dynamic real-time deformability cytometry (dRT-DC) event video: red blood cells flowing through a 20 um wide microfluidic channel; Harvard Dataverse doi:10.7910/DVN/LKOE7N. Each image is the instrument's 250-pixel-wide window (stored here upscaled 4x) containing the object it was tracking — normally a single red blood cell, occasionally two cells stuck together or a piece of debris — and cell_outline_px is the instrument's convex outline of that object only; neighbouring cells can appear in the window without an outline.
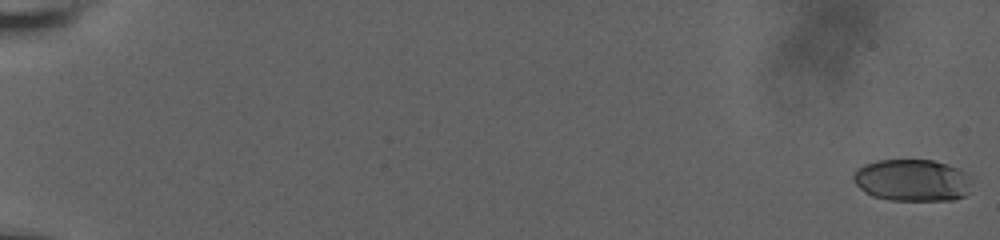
{"species": "human", "species_latin": "Homo sapiens", "temperature_condition": "room temperature", "stored_images_in_passage": 61, "camera_frame_rate_fps": 3000, "um_per_image_px": 0.085, "donor": {"sex": "male"}, "frame": {"image": 1, "passage_image": 1, "time_ms": 0.0, "image_size_px": [1000, 240], "cell_outline_px": [[972, 180], [968, 192], [964, 196], [956, 200], [888, 200], [872, 196], [864, 192], [852, 180], [852, 176], [856, 168], [864, 164], [876, 160], [932, 160], [948, 164], [960, 168], [972, 176]], "centroid_in_image_um": [77.55, 15.32], "position_along_channel_um": 7.4, "area_um2": 29.54}}
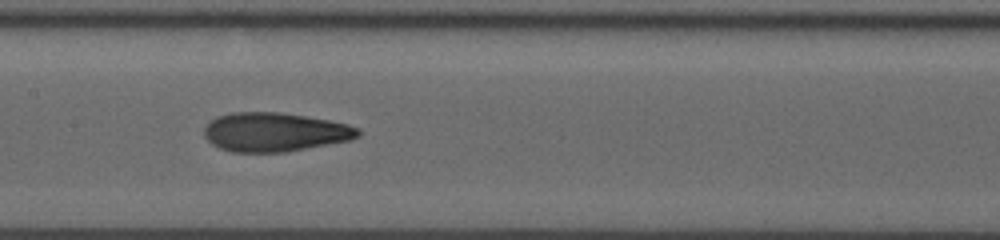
{"frame": {"image": 2, "passage_image": 34, "time_ms": 11.0, "image_size_px": [1000, 240], "cell_outline_px": [[360, 136], [348, 140], [284, 152], [232, 152], [220, 148], [212, 144], [204, 136], [204, 128], [216, 116], [232, 112], [280, 112], [328, 120], [348, 124], [360, 128]], "centroid_in_image_um": [23.33, 11.22], "position_along_channel_um": 184.1, "area_um2": 34.74}}
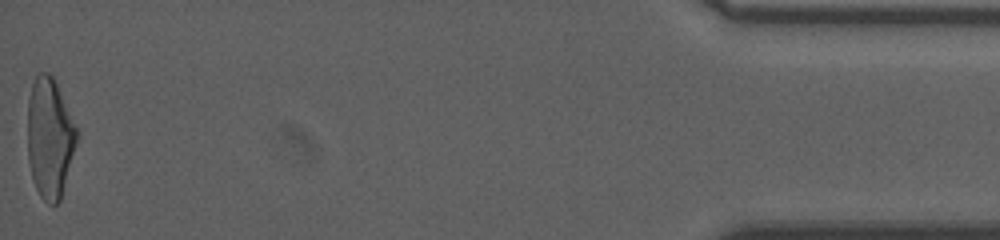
{"frame": {"image": 3, "passage_image": 61, "time_ms": 20.0, "image_size_px": [1000, 240], "cell_outline_px": [[76, 140], [60, 200], [56, 204], [48, 204], [40, 196], [36, 188], [32, 176], [28, 160], [28, 100], [32, 84], [36, 76], [40, 72], [48, 72], [52, 76], [56, 84], [76, 128]], "centroid_in_image_um": [4.18, 11.73], "position_along_channel_um": 431.0, "area_um2": 33.47}, "authors_computed_cell_mechanics": {"area_um2": 33.5818, "velocity_mm_per_s": 3.6981, "shape_relaxation_time_tau1_ms": 6.7484, "shape_relaxation_time_tau2_ms": 1.8155, "deformation_change_tau1": 0.2358, "deformation_change_tau2": 0.1003}}